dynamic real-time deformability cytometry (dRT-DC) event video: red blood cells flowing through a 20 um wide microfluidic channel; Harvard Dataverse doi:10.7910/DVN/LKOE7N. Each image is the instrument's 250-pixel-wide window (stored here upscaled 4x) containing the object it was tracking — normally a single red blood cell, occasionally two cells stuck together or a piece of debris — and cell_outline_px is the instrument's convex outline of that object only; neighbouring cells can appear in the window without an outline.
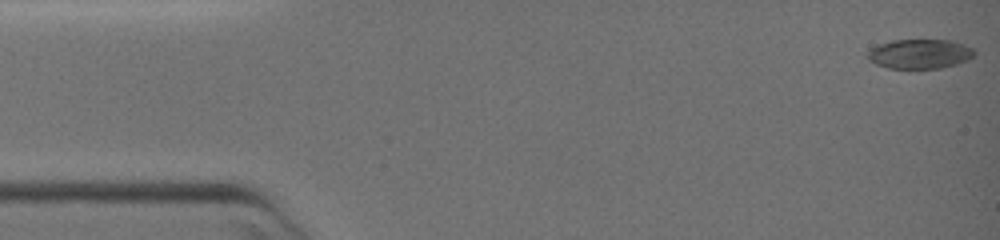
{"species": "common noctule bat (a hibernating species)", "species_latin": "Nyctalus noctula", "temperature_condition": "warm", "stored_images_in_passage": 69, "camera_frame_rate_fps": 3000, "um_per_image_px": 0.085, "animal": {"sex": "female", "body_mass_g": 19.0, "forearm_length_mm": 51.5}, "frame": {"image": 1, "passage_image": 1, "time_ms": 0.0, "image_size_px": [1000, 240], "cell_outline_px": [[976, 52], [968, 60], [956, 64], [940, 68], [888, 68], [876, 64], [868, 60], [868, 48], [892, 40], [948, 40], [964, 44], [972, 48]], "centroid_in_image_um": [78.16, 4.58], "position_along_channel_um": 6.8, "area_um2": 18.32}}
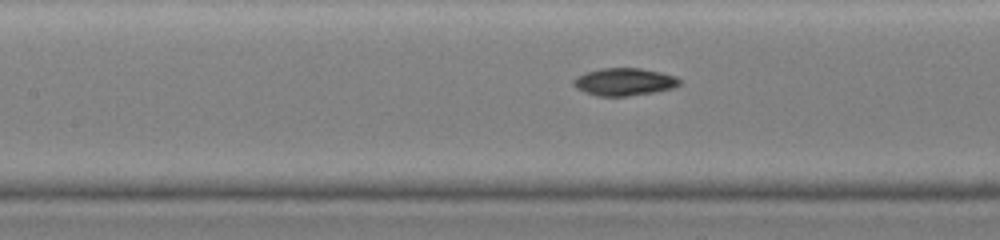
{"frame": {"image": 2, "passage_image": 30, "time_ms": 9.667, "image_size_px": [1000, 240], "cell_outline_px": [[680, 84], [676, 88], [656, 92], [628, 96], [596, 96], [584, 92], [576, 88], [572, 84], [572, 80], [576, 76], [600, 68], [640, 68], [660, 72], [676, 76], [680, 80]], "centroid_in_image_um": [53.06, 6.96], "position_along_channel_um": 154.3, "area_um2": 17.22}}
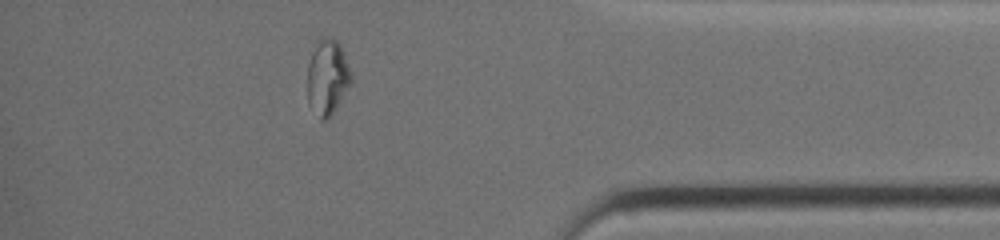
{"frame": {"image": 3, "passage_image": 59, "time_ms": 19.333, "image_size_px": [1000, 240], "cell_outline_px": [[352, 80], [328, 120], [320, 120], [308, 104], [308, 64], [312, 52], [320, 40], [324, 36], [328, 36], [336, 40], [340, 44], [352, 76]], "centroid_in_image_um": [27.82, 6.58], "position_along_channel_um": 407.4, "area_um2": 18.9}}